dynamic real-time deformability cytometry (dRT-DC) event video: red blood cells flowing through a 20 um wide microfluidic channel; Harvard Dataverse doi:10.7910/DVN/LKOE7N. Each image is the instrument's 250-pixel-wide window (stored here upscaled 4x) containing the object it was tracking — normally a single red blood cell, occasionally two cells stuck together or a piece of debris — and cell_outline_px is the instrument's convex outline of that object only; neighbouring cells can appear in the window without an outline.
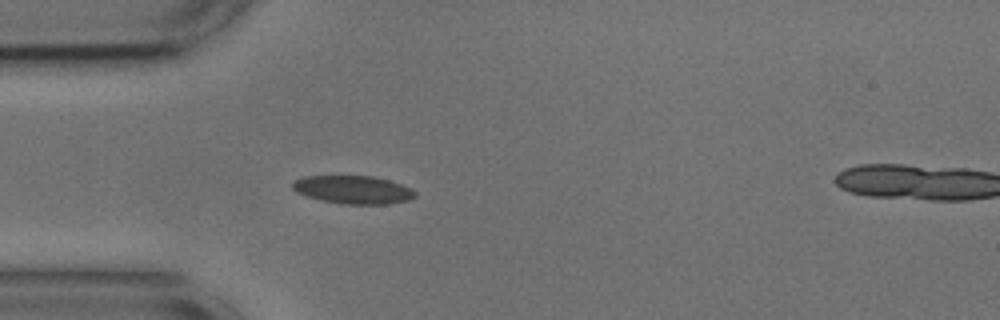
{"species": "common noctule bat (a hibernating species)", "species_latin": "Nyctalus noctula", "temperature_condition": "cold", "stored_images_in_passage": 41, "segment_of_instrument_passage": [1, 2], "camera_frame_rate_fps": 3000, "um_per_image_px": 0.085, "animal": {"sex": "male", "body_mass_g": 17.9, "forearm_length_mm": 54.2}, "frame": {"image": 1, "passage_image": 1, "time_ms": 0.0, "image_size_px": [1000, 320], "cell_outline_px": [[416, 196], [408, 200], [388, 204], [344, 204], [320, 200], [296, 192], [292, 188], [292, 180], [304, 176], [372, 176], [388, 180], [412, 188], [416, 192]], "centroid_in_image_um": [30.0, 16.12], "position_along_channel_um": 55.0, "area_um2": 20.11}}
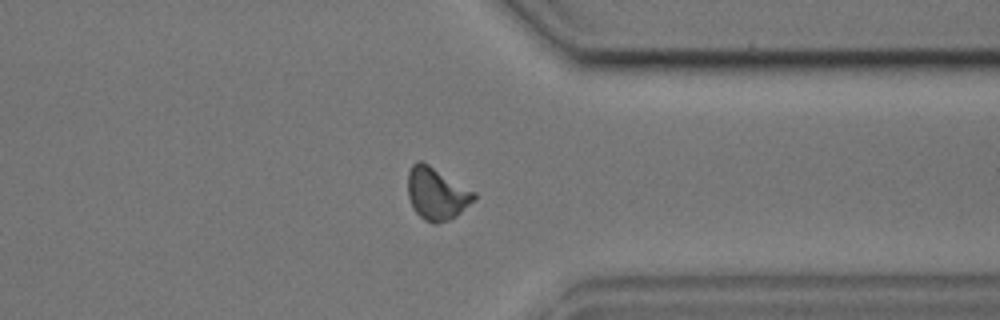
{"frame": {"image": 2, "passage_image": 28, "time_ms": 9.0, "image_size_px": [1000, 320], "cell_outline_px": [[476, 200], [456, 216], [448, 220], [436, 224], [432, 224], [424, 220], [412, 208], [408, 196], [408, 172], [412, 164], [416, 160], [420, 160], [428, 164], [476, 192]], "centroid_in_image_um": [37.11, 16.47], "position_along_channel_um": 374.3, "area_um2": 20.35}}
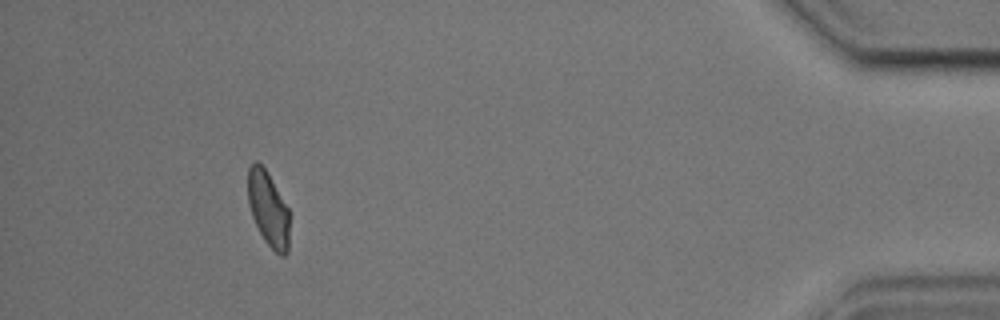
{"frame": {"image": 3, "passage_image": 36, "time_ms": 11.667, "image_size_px": [1000, 320], "cell_outline_px": [[288, 252], [284, 256], [280, 256], [264, 240], [252, 216], [248, 204], [248, 168], [256, 160], [264, 168], [288, 208]], "centroid_in_image_um": [22.78, 17.77], "position_along_channel_um": 412.4, "area_um2": 17.69}}